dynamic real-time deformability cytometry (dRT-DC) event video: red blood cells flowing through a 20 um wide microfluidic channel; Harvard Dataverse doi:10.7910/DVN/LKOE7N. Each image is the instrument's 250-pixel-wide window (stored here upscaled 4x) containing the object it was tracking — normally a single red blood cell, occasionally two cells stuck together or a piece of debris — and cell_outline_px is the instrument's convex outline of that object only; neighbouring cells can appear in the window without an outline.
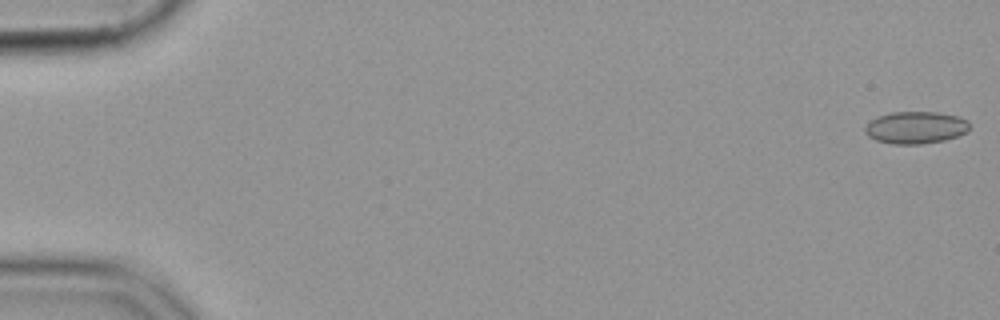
{"species": "common noctule bat (a hibernating species)", "species_latin": "Nyctalus noctula", "temperature_condition": "cold", "stored_images_in_passage": 55, "camera_frame_rate_fps": 3000, "um_per_image_px": 0.085, "animal": {"sex": "female", "body_mass_g": 19.9}, "frame": {"image": 1, "passage_image": 1, "time_ms": 0.0, "image_size_px": [1000, 320], "cell_outline_px": [[968, 132], [944, 140], [920, 144], [892, 144], [876, 140], [868, 136], [864, 132], [864, 128], [872, 120], [880, 116], [892, 112], [936, 112], [956, 116], [968, 120]], "centroid_in_image_um": [77.82, 10.85], "position_along_channel_um": 7.2, "area_um2": 19.42}}
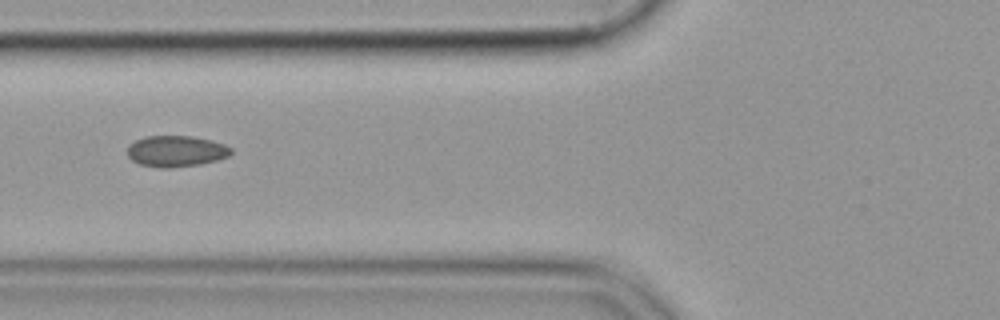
{"frame": {"image": 2, "passage_image": 22, "time_ms": 7.0, "image_size_px": [1000, 320], "cell_outline_px": [[232, 152], [228, 156], [216, 160], [200, 164], [168, 168], [160, 168], [140, 164], [132, 160], [128, 156], [128, 144], [144, 136], [192, 136], [212, 140], [224, 144], [232, 148]], "centroid_in_image_um": [14.96, 12.84], "position_along_channel_um": 110.8, "area_um2": 18.84}}
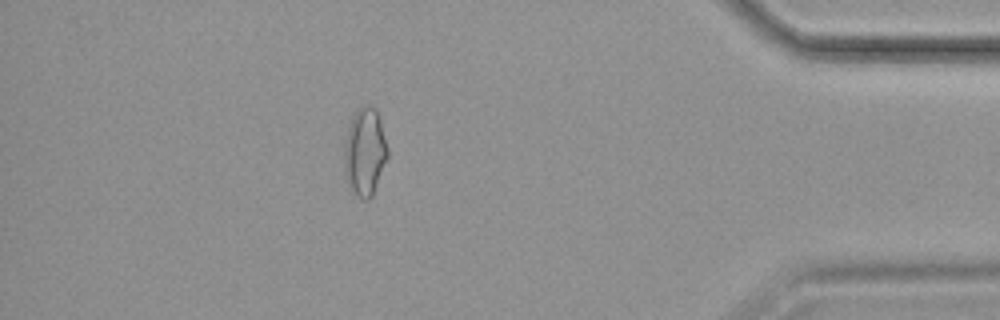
{"frame": {"image": 3, "passage_image": 49, "time_ms": 16.0, "image_size_px": [1000, 320], "cell_outline_px": [[388, 156], [372, 196], [368, 200], [360, 200], [352, 192], [344, 176], [344, 140], [352, 116], [356, 108], [364, 104], [372, 104], [376, 108], [380, 120], [388, 148]], "centroid_in_image_um": [30.99, 12.89], "position_along_channel_um": 404.2, "area_um2": 22.72}}